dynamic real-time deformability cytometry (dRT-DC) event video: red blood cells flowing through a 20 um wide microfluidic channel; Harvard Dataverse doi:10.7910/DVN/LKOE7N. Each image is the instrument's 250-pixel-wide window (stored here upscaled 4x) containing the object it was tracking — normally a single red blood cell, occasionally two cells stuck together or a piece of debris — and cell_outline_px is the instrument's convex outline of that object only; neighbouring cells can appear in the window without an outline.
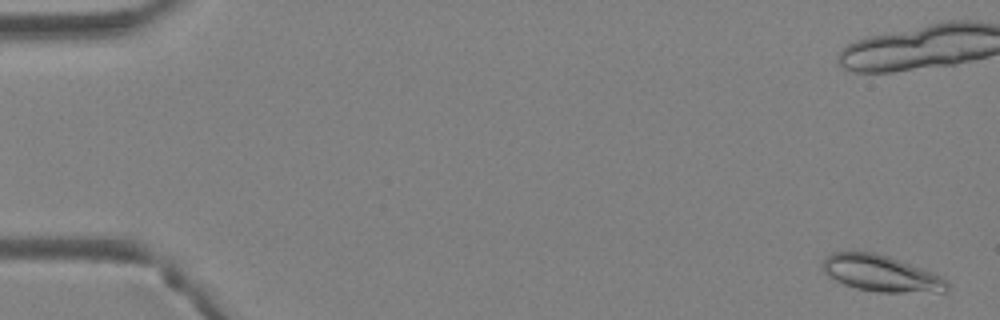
{"species": "Egyptian fruit bat (a non-hibernating species)", "species_latin": "Rousettus aegyptiacus", "temperature_condition": "warm", "stored_images_in_passage": 4, "camera_frame_rate_fps": 3000, "um_per_image_px": 0.085, "animal": {"sex": "female"}, "frame": {"image": 1, "passage_image": 4, "time_ms": 1.0, "image_size_px": [1000, 320], "cell_outline_px": [[948, 292], [876, 292], [856, 288], [844, 284], [836, 280], [824, 272], [824, 260], [832, 252], [876, 252], [900, 260], [932, 272], [948, 280]], "centroid_in_image_um": [74.94, 23.25], "position_along_channel_um": 10.1, "area_um2": 26.13}}